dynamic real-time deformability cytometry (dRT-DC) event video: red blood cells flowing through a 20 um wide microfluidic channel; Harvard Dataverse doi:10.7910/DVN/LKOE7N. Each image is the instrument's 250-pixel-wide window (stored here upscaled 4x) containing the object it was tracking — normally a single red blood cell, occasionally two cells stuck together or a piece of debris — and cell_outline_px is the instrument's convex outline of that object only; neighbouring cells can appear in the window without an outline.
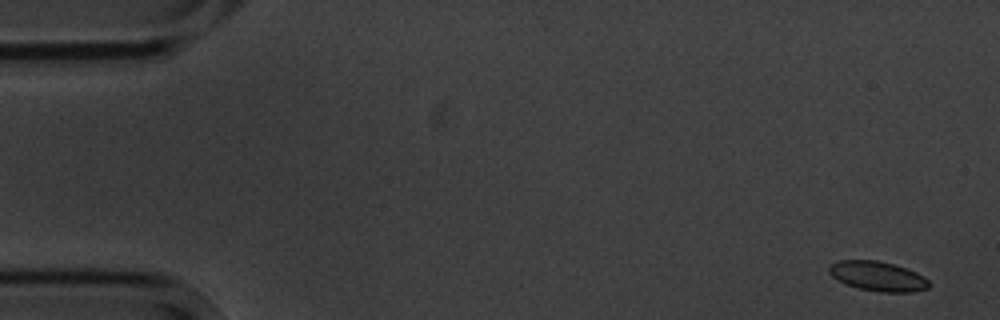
{"species": "common noctule bat (a hibernating species)", "species_latin": "Nyctalus noctula", "temperature_condition": "cold", "stored_images_in_passage": 5, "camera_frame_rate_fps": 3000, "um_per_image_px": 0.085, "animal": {"sex": "male", "body_mass_g": 20.1, "forearm_length_mm": 53.5}, "frame": {"image": 1, "passage_image": 1, "time_ms": 0.0, "image_size_px": [1000, 320], "cell_outline_px": [[928, 288], [912, 292], [880, 292], [860, 288], [848, 284], [832, 276], [828, 272], [828, 268], [832, 264], [840, 260], [876, 260], [892, 264], [916, 272], [924, 276], [928, 280]], "centroid_in_image_um": [74.62, 23.47], "position_along_channel_um": 10.4, "area_um2": 16.94}}
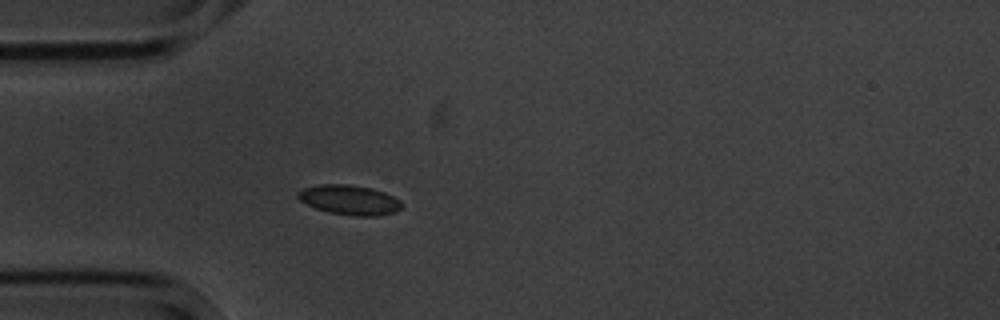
{"frame": {"image": 2, "passage_image": 5, "time_ms": 4.667, "image_size_px": [1000, 320], "cell_outline_px": [[404, 204], [396, 212], [376, 216], [352, 216], [328, 212], [316, 208], [300, 200], [296, 196], [296, 192], [304, 188], [320, 184], [348, 184], [372, 188], [384, 192], [400, 200]], "centroid_in_image_um": [29.71, 16.99], "position_along_channel_um": 55.3, "area_um2": 18.09}}